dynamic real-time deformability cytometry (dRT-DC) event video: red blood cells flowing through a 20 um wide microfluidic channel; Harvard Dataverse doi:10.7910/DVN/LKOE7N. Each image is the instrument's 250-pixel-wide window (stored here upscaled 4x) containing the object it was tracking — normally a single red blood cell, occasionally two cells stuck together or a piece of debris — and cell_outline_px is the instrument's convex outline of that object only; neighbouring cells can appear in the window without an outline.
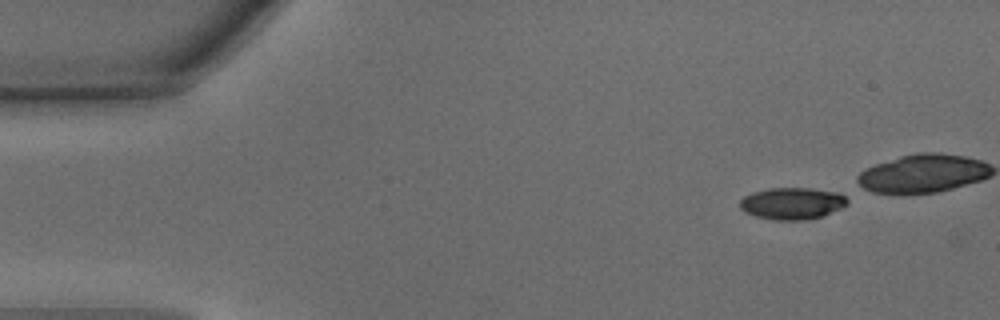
{"species": "common noctule bat (a hibernating species)", "species_latin": "Nyctalus noctula", "temperature_condition": "warm", "stored_images_in_passage": 33, "camera_frame_rate_fps": 3000, "um_per_image_px": 0.085, "animal": {"sex": "male", "body_mass_g": 15.6}, "frame": {"image": 1, "passage_image": 1, "time_ms": 0.0, "image_size_px": [1000, 320], "cell_outline_px": [[848, 204], [840, 208], [820, 216], [804, 220], [772, 220], [756, 216], [744, 212], [740, 208], [740, 200], [744, 196], [752, 192], [768, 188], [812, 188], [848, 192]], "centroid_in_image_um": [67.38, 17.26], "position_along_channel_um": 17.6, "area_um2": 20.35}}
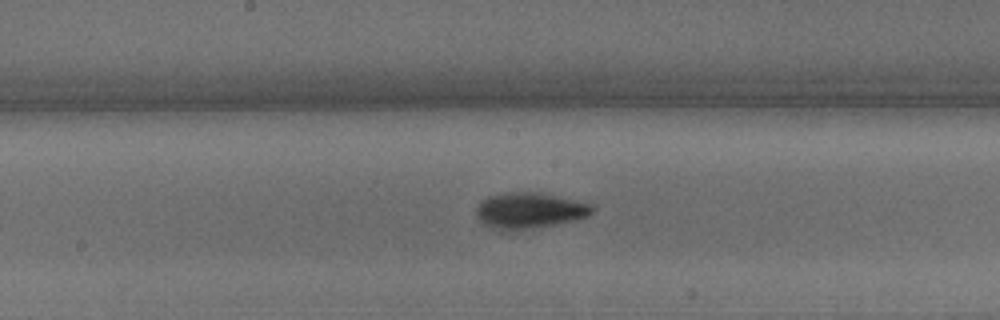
{"frame": {"image": 2, "passage_image": 20, "time_ms": 6.333, "image_size_px": [1000, 320], "cell_outline_px": [[596, 208], [588, 216], [576, 220], [532, 228], [504, 232], [500, 232], [484, 224], [476, 216], [476, 208], [480, 200], [488, 196], [512, 192], [540, 192], [592, 204]], "centroid_in_image_um": [44.98, 17.9], "position_along_channel_um": 203.2, "area_um2": 24.51}}
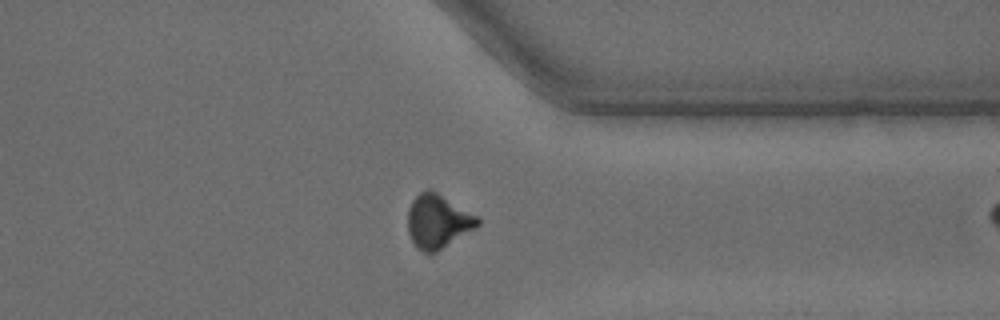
{"frame": {"image": 3, "passage_image": 32, "time_ms": 10.333, "image_size_px": [1000, 320], "cell_outline_px": [[480, 224], [476, 228], [436, 252], [424, 252], [416, 248], [408, 232], [408, 208], [412, 200], [420, 192], [428, 188], [436, 192], [480, 216]], "centroid_in_image_um": [37.23, 18.8], "position_along_channel_um": 374.2, "area_um2": 22.02}}